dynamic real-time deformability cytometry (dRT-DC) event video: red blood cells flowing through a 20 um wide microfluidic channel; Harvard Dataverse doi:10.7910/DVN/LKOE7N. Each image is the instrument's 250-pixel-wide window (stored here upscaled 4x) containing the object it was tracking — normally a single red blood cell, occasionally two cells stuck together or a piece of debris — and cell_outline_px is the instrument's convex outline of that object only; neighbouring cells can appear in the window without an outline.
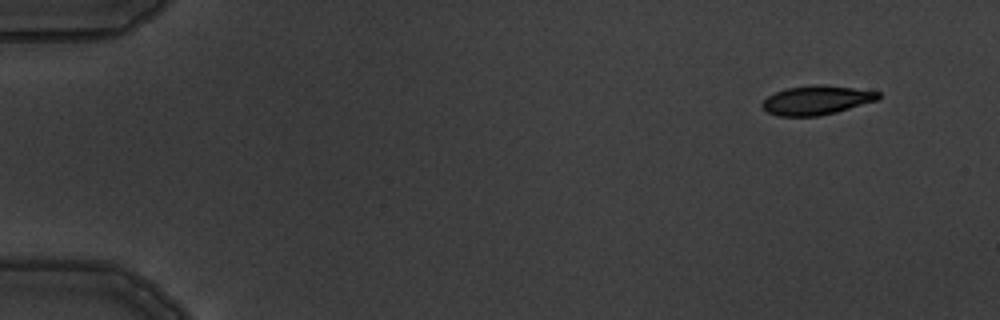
{"species": "common noctule bat (a hibernating species)", "species_latin": "Nyctalus noctula", "temperature_condition": "warm", "stored_images_in_passage": 7, "camera_frame_rate_fps": 3000, "um_per_image_px": 0.085, "animal": {"sex": "male", "body_mass_g": 19.5, "forearm_length_mm": 54.6}, "frame": {"image": 1, "passage_image": 2, "time_ms": 1.0, "image_size_px": [1000, 320], "cell_outline_px": [[880, 96], [876, 100], [836, 112], [820, 116], [780, 116], [768, 112], [760, 104], [768, 96], [776, 92], [788, 88], [812, 84], [824, 84], [880, 92]], "centroid_in_image_um": [69.38, 8.51], "position_along_channel_um": 15.6, "area_um2": 19.48}}